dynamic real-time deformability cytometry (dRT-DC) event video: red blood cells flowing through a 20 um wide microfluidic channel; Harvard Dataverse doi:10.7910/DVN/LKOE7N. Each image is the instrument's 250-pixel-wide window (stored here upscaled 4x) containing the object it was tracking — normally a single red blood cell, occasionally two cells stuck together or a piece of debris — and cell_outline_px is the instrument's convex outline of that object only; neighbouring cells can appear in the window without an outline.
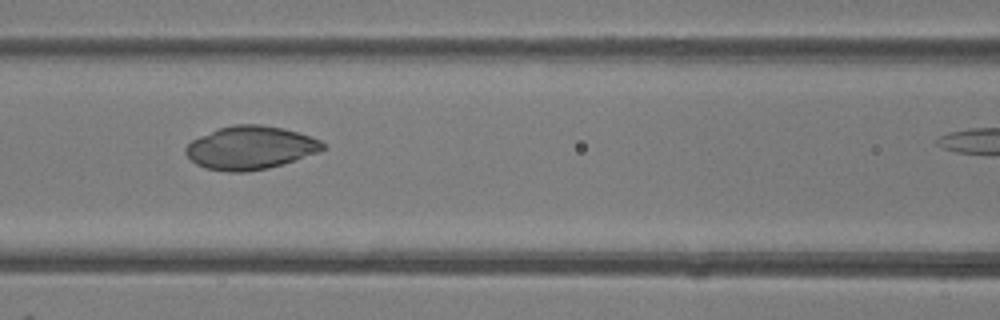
{"species": "common noctule bat (a hibernating species)", "species_latin": "Nyctalus noctula", "temperature_condition": "room temperature", "stored_images_in_passage": 41, "camera_frame_rate_fps": 3000, "um_per_image_px": 0.085, "animal": {"sex": "female"}, "frame": {"image": 1, "passage_image": 22, "time_ms": 7.0, "image_size_px": [1000, 320], "cell_outline_px": [[328, 148], [320, 152], [268, 168], [248, 172], [228, 172], [204, 168], [196, 164], [184, 152], [184, 148], [192, 140], [200, 136], [220, 128], [236, 124], [260, 124], [284, 128], [320, 140]], "centroid_in_image_um": [21.28, 12.57], "position_along_channel_um": 145.3, "area_um2": 34.51}}
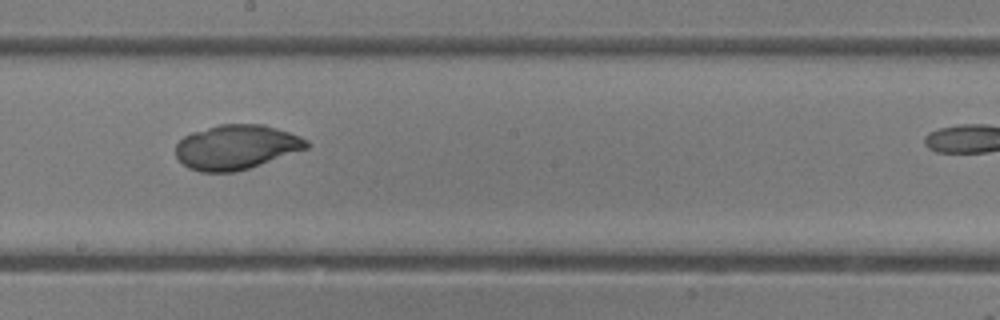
{"frame": {"image": 2, "passage_image": 28, "time_ms": 9.0, "image_size_px": [1000, 320], "cell_outline_px": [[312, 144], [308, 148], [236, 172], [200, 172], [188, 168], [176, 156], [176, 144], [184, 136], [192, 132], [220, 124], [264, 124], [300, 136], [308, 140]], "centroid_in_image_um": [20.09, 12.5], "position_along_channel_um": 228.1, "area_um2": 33.93}}
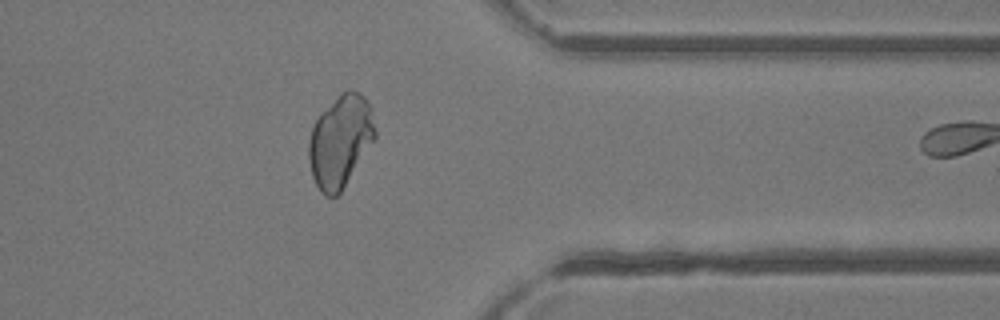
{"frame": {"image": 3, "passage_image": 40, "time_ms": 13.0, "image_size_px": [1000, 320], "cell_outline_px": [[376, 136], [340, 192], [336, 196], [324, 196], [320, 192], [312, 176], [308, 156], [308, 144], [312, 128], [320, 112], [340, 92], [348, 88], [352, 88], [360, 92], [364, 96], [372, 108], [376, 132]], "centroid_in_image_um": [28.92, 11.93], "position_along_channel_um": 382.5, "area_um2": 35.66}}